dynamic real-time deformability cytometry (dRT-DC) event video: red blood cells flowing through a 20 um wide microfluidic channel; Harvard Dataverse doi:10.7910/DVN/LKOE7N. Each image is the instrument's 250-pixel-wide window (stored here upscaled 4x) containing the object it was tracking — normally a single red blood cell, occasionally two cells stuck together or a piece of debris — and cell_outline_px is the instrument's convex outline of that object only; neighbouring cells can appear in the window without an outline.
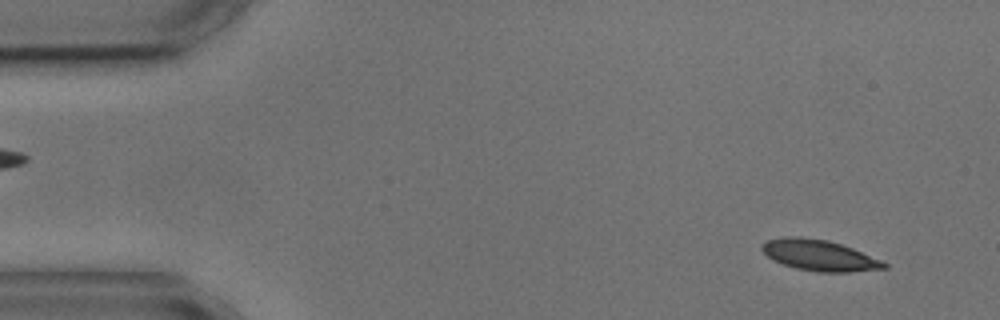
{"species": "common noctule bat (a hibernating species)", "species_latin": "Nyctalus noctula", "temperature_condition": "cold", "stored_images_in_passage": 3, "segment_of_instrument_passage": [2, 2], "camera_frame_rate_fps": 3000, "um_per_image_px": 0.085, "animal": {"sex": "male", "body_mass_g": 17.9, "forearm_length_mm": 54.2}, "frame": {"image": 1, "passage_image": 3, "time_ms": 3.333, "image_size_px": [1000, 320], "cell_outline_px": [[888, 268], [848, 272], [816, 272], [796, 268], [772, 260], [760, 248], [768, 240], [784, 236], [800, 236], [828, 240], [852, 248], [880, 260], [888, 264]], "centroid_in_image_um": [69.63, 21.7], "position_along_channel_um": 15.4, "area_um2": 21.85}}